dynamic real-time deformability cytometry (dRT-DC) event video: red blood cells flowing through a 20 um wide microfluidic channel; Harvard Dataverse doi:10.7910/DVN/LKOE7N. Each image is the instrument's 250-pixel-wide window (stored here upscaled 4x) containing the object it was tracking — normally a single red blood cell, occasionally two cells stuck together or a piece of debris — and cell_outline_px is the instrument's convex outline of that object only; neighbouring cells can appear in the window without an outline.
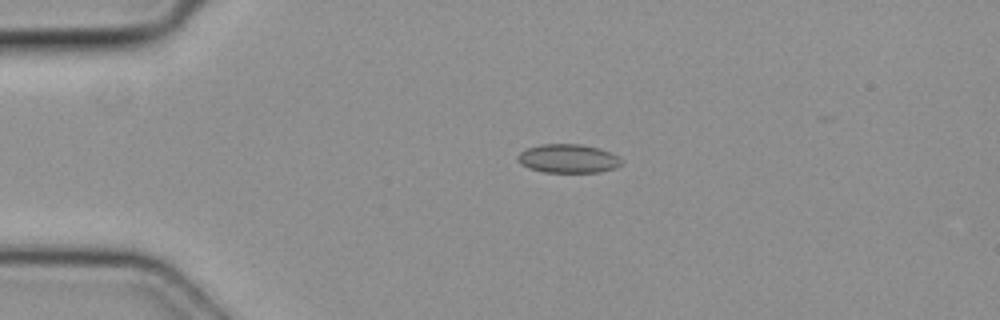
{"species": "common noctule bat (a hibernating species)", "species_latin": "Nyctalus noctula", "temperature_condition": "cold", "stored_images_in_passage": 7, "segment_of_instrument_passage": [1, 2], "camera_frame_rate_fps": 3000, "um_per_image_px": 0.085, "animal": {"sex": "female", "body_mass_g": 19.3, "forearm_length_mm": 54.1}, "frame": {"image": 1, "passage_image": 4, "time_ms": 1.0, "image_size_px": [1000, 320], "cell_outline_px": [[624, 160], [616, 168], [600, 172], [544, 172], [528, 168], [520, 164], [516, 160], [516, 156], [520, 152], [528, 148], [540, 144], [580, 144], [600, 148], [612, 152], [620, 156]], "centroid_in_image_um": [48.31, 13.47], "position_along_channel_um": 36.7, "area_um2": 17.69}}